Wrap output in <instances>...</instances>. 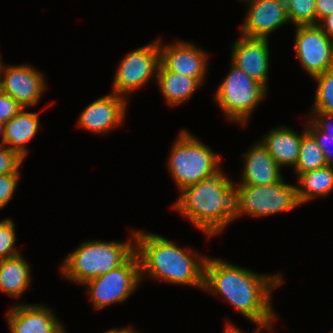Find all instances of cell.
Segmentation results:
<instances>
[{
    "instance_id": "1",
    "label": "cell",
    "mask_w": 333,
    "mask_h": 333,
    "mask_svg": "<svg viewBox=\"0 0 333 333\" xmlns=\"http://www.w3.org/2000/svg\"><path fill=\"white\" fill-rule=\"evenodd\" d=\"M284 283L282 274H259L208 255L203 290L220 295L253 324L274 325L272 292Z\"/></svg>"
},
{
    "instance_id": "2",
    "label": "cell",
    "mask_w": 333,
    "mask_h": 333,
    "mask_svg": "<svg viewBox=\"0 0 333 333\" xmlns=\"http://www.w3.org/2000/svg\"><path fill=\"white\" fill-rule=\"evenodd\" d=\"M135 252L139 258L141 279L148 276L155 281L203 290L208 257L203 253L192 248L182 249L176 242L144 230L136 231Z\"/></svg>"
},
{
    "instance_id": "3",
    "label": "cell",
    "mask_w": 333,
    "mask_h": 333,
    "mask_svg": "<svg viewBox=\"0 0 333 333\" xmlns=\"http://www.w3.org/2000/svg\"><path fill=\"white\" fill-rule=\"evenodd\" d=\"M171 206L206 238L224 233L234 222L235 181L219 166L202 181L181 190Z\"/></svg>"
},
{
    "instance_id": "4",
    "label": "cell",
    "mask_w": 333,
    "mask_h": 333,
    "mask_svg": "<svg viewBox=\"0 0 333 333\" xmlns=\"http://www.w3.org/2000/svg\"><path fill=\"white\" fill-rule=\"evenodd\" d=\"M127 241L87 240L66 256L59 269L61 276L77 285L122 265L135 252L136 230Z\"/></svg>"
},
{
    "instance_id": "5",
    "label": "cell",
    "mask_w": 333,
    "mask_h": 333,
    "mask_svg": "<svg viewBox=\"0 0 333 333\" xmlns=\"http://www.w3.org/2000/svg\"><path fill=\"white\" fill-rule=\"evenodd\" d=\"M170 148L165 165L179 192L222 165V155L185 129L178 133Z\"/></svg>"
},
{
    "instance_id": "6",
    "label": "cell",
    "mask_w": 333,
    "mask_h": 333,
    "mask_svg": "<svg viewBox=\"0 0 333 333\" xmlns=\"http://www.w3.org/2000/svg\"><path fill=\"white\" fill-rule=\"evenodd\" d=\"M229 68L213 94L214 101L228 121L244 127L269 92L234 64L231 63Z\"/></svg>"
},
{
    "instance_id": "7",
    "label": "cell",
    "mask_w": 333,
    "mask_h": 333,
    "mask_svg": "<svg viewBox=\"0 0 333 333\" xmlns=\"http://www.w3.org/2000/svg\"><path fill=\"white\" fill-rule=\"evenodd\" d=\"M284 180L270 185H235L234 220L244 215L271 216L301 206L297 187Z\"/></svg>"
},
{
    "instance_id": "8",
    "label": "cell",
    "mask_w": 333,
    "mask_h": 333,
    "mask_svg": "<svg viewBox=\"0 0 333 333\" xmlns=\"http://www.w3.org/2000/svg\"><path fill=\"white\" fill-rule=\"evenodd\" d=\"M142 281L139 258L134 252L122 265L88 280L82 286L96 310L126 302Z\"/></svg>"
},
{
    "instance_id": "9",
    "label": "cell",
    "mask_w": 333,
    "mask_h": 333,
    "mask_svg": "<svg viewBox=\"0 0 333 333\" xmlns=\"http://www.w3.org/2000/svg\"><path fill=\"white\" fill-rule=\"evenodd\" d=\"M160 65V38L129 52L117 65L112 92L127 99L155 77Z\"/></svg>"
},
{
    "instance_id": "10",
    "label": "cell",
    "mask_w": 333,
    "mask_h": 333,
    "mask_svg": "<svg viewBox=\"0 0 333 333\" xmlns=\"http://www.w3.org/2000/svg\"><path fill=\"white\" fill-rule=\"evenodd\" d=\"M296 57L311 79L333 68V41L318 25L294 26Z\"/></svg>"
},
{
    "instance_id": "11",
    "label": "cell",
    "mask_w": 333,
    "mask_h": 333,
    "mask_svg": "<svg viewBox=\"0 0 333 333\" xmlns=\"http://www.w3.org/2000/svg\"><path fill=\"white\" fill-rule=\"evenodd\" d=\"M0 56V90L24 108H33L46 91L45 75L28 64L5 65Z\"/></svg>"
},
{
    "instance_id": "12",
    "label": "cell",
    "mask_w": 333,
    "mask_h": 333,
    "mask_svg": "<svg viewBox=\"0 0 333 333\" xmlns=\"http://www.w3.org/2000/svg\"><path fill=\"white\" fill-rule=\"evenodd\" d=\"M162 43L160 38V64L167 71L195 78L201 85L205 83L210 57L207 51L184 40Z\"/></svg>"
},
{
    "instance_id": "13",
    "label": "cell",
    "mask_w": 333,
    "mask_h": 333,
    "mask_svg": "<svg viewBox=\"0 0 333 333\" xmlns=\"http://www.w3.org/2000/svg\"><path fill=\"white\" fill-rule=\"evenodd\" d=\"M129 100L111 92L91 102L78 117L77 126L94 134H107L124 123Z\"/></svg>"
},
{
    "instance_id": "14",
    "label": "cell",
    "mask_w": 333,
    "mask_h": 333,
    "mask_svg": "<svg viewBox=\"0 0 333 333\" xmlns=\"http://www.w3.org/2000/svg\"><path fill=\"white\" fill-rule=\"evenodd\" d=\"M240 35L269 39L272 32L290 23L285 0H248Z\"/></svg>"
},
{
    "instance_id": "15",
    "label": "cell",
    "mask_w": 333,
    "mask_h": 333,
    "mask_svg": "<svg viewBox=\"0 0 333 333\" xmlns=\"http://www.w3.org/2000/svg\"><path fill=\"white\" fill-rule=\"evenodd\" d=\"M5 316L9 333H67L53 310L39 303L12 305Z\"/></svg>"
},
{
    "instance_id": "16",
    "label": "cell",
    "mask_w": 333,
    "mask_h": 333,
    "mask_svg": "<svg viewBox=\"0 0 333 333\" xmlns=\"http://www.w3.org/2000/svg\"><path fill=\"white\" fill-rule=\"evenodd\" d=\"M232 44L231 61L249 77L262 84L268 90L270 68L269 39L239 36Z\"/></svg>"
},
{
    "instance_id": "17",
    "label": "cell",
    "mask_w": 333,
    "mask_h": 333,
    "mask_svg": "<svg viewBox=\"0 0 333 333\" xmlns=\"http://www.w3.org/2000/svg\"><path fill=\"white\" fill-rule=\"evenodd\" d=\"M242 157L244 165L240 173L241 181L235 182V185H270L284 178L282 168L275 162L261 140L252 144Z\"/></svg>"
},
{
    "instance_id": "18",
    "label": "cell",
    "mask_w": 333,
    "mask_h": 333,
    "mask_svg": "<svg viewBox=\"0 0 333 333\" xmlns=\"http://www.w3.org/2000/svg\"><path fill=\"white\" fill-rule=\"evenodd\" d=\"M306 132V127L301 133H297L291 127L281 125L266 132L260 140L281 168L287 166L294 169L299 157L302 136Z\"/></svg>"
},
{
    "instance_id": "19",
    "label": "cell",
    "mask_w": 333,
    "mask_h": 333,
    "mask_svg": "<svg viewBox=\"0 0 333 333\" xmlns=\"http://www.w3.org/2000/svg\"><path fill=\"white\" fill-rule=\"evenodd\" d=\"M27 108L22 109L4 124L5 146L16 151L22 158H27V144L35 138L39 127V113L28 111Z\"/></svg>"
},
{
    "instance_id": "20",
    "label": "cell",
    "mask_w": 333,
    "mask_h": 333,
    "mask_svg": "<svg viewBox=\"0 0 333 333\" xmlns=\"http://www.w3.org/2000/svg\"><path fill=\"white\" fill-rule=\"evenodd\" d=\"M156 82L164 100L170 107H178V105L188 102L202 86L195 78L167 71L161 64L157 71Z\"/></svg>"
},
{
    "instance_id": "21",
    "label": "cell",
    "mask_w": 333,
    "mask_h": 333,
    "mask_svg": "<svg viewBox=\"0 0 333 333\" xmlns=\"http://www.w3.org/2000/svg\"><path fill=\"white\" fill-rule=\"evenodd\" d=\"M30 263L20 253L0 260V292L18 298L31 286Z\"/></svg>"
},
{
    "instance_id": "22",
    "label": "cell",
    "mask_w": 333,
    "mask_h": 333,
    "mask_svg": "<svg viewBox=\"0 0 333 333\" xmlns=\"http://www.w3.org/2000/svg\"><path fill=\"white\" fill-rule=\"evenodd\" d=\"M296 177L297 195L301 205L317 197H327L333 192V167L329 165L301 173Z\"/></svg>"
},
{
    "instance_id": "23",
    "label": "cell",
    "mask_w": 333,
    "mask_h": 333,
    "mask_svg": "<svg viewBox=\"0 0 333 333\" xmlns=\"http://www.w3.org/2000/svg\"><path fill=\"white\" fill-rule=\"evenodd\" d=\"M327 165L324 152L318 146L315 138L307 131L301 140L299 157L294 168V174L316 170Z\"/></svg>"
},
{
    "instance_id": "24",
    "label": "cell",
    "mask_w": 333,
    "mask_h": 333,
    "mask_svg": "<svg viewBox=\"0 0 333 333\" xmlns=\"http://www.w3.org/2000/svg\"><path fill=\"white\" fill-rule=\"evenodd\" d=\"M316 82L313 106L310 112H326L333 114V68L314 76Z\"/></svg>"
},
{
    "instance_id": "25",
    "label": "cell",
    "mask_w": 333,
    "mask_h": 333,
    "mask_svg": "<svg viewBox=\"0 0 333 333\" xmlns=\"http://www.w3.org/2000/svg\"><path fill=\"white\" fill-rule=\"evenodd\" d=\"M316 0H285L289 22L294 26L317 25Z\"/></svg>"
},
{
    "instance_id": "26",
    "label": "cell",
    "mask_w": 333,
    "mask_h": 333,
    "mask_svg": "<svg viewBox=\"0 0 333 333\" xmlns=\"http://www.w3.org/2000/svg\"><path fill=\"white\" fill-rule=\"evenodd\" d=\"M15 228L14 221L10 218L0 220V260L22 253L15 246L17 240Z\"/></svg>"
},
{
    "instance_id": "27",
    "label": "cell",
    "mask_w": 333,
    "mask_h": 333,
    "mask_svg": "<svg viewBox=\"0 0 333 333\" xmlns=\"http://www.w3.org/2000/svg\"><path fill=\"white\" fill-rule=\"evenodd\" d=\"M25 161L16 151L7 146L0 147V175L21 173V165Z\"/></svg>"
},
{
    "instance_id": "28",
    "label": "cell",
    "mask_w": 333,
    "mask_h": 333,
    "mask_svg": "<svg viewBox=\"0 0 333 333\" xmlns=\"http://www.w3.org/2000/svg\"><path fill=\"white\" fill-rule=\"evenodd\" d=\"M21 173L0 175V210L13 198Z\"/></svg>"
},
{
    "instance_id": "29",
    "label": "cell",
    "mask_w": 333,
    "mask_h": 333,
    "mask_svg": "<svg viewBox=\"0 0 333 333\" xmlns=\"http://www.w3.org/2000/svg\"><path fill=\"white\" fill-rule=\"evenodd\" d=\"M306 123L307 131L315 138L318 146L324 152L327 165L333 167V138H323V131H321L310 119Z\"/></svg>"
},
{
    "instance_id": "30",
    "label": "cell",
    "mask_w": 333,
    "mask_h": 333,
    "mask_svg": "<svg viewBox=\"0 0 333 333\" xmlns=\"http://www.w3.org/2000/svg\"><path fill=\"white\" fill-rule=\"evenodd\" d=\"M21 109L22 106L20 104L0 90V123H7Z\"/></svg>"
},
{
    "instance_id": "31",
    "label": "cell",
    "mask_w": 333,
    "mask_h": 333,
    "mask_svg": "<svg viewBox=\"0 0 333 333\" xmlns=\"http://www.w3.org/2000/svg\"><path fill=\"white\" fill-rule=\"evenodd\" d=\"M307 117L323 131V138H333V114L326 112H310Z\"/></svg>"
},
{
    "instance_id": "32",
    "label": "cell",
    "mask_w": 333,
    "mask_h": 333,
    "mask_svg": "<svg viewBox=\"0 0 333 333\" xmlns=\"http://www.w3.org/2000/svg\"><path fill=\"white\" fill-rule=\"evenodd\" d=\"M317 24L328 15L333 14V0H316Z\"/></svg>"
},
{
    "instance_id": "33",
    "label": "cell",
    "mask_w": 333,
    "mask_h": 333,
    "mask_svg": "<svg viewBox=\"0 0 333 333\" xmlns=\"http://www.w3.org/2000/svg\"><path fill=\"white\" fill-rule=\"evenodd\" d=\"M227 323V324H226ZM225 326H224V331L223 333H249V332H245L244 330L242 331L241 328H239L237 325H233L232 322L228 321L227 319V322H225ZM274 327V325H262V324H256V328H255V331H252L254 333H263L261 331L263 330H267V331H270L272 330V328Z\"/></svg>"
},
{
    "instance_id": "34",
    "label": "cell",
    "mask_w": 333,
    "mask_h": 333,
    "mask_svg": "<svg viewBox=\"0 0 333 333\" xmlns=\"http://www.w3.org/2000/svg\"><path fill=\"white\" fill-rule=\"evenodd\" d=\"M317 25L326 33L330 40L333 41V14L323 18Z\"/></svg>"
},
{
    "instance_id": "35",
    "label": "cell",
    "mask_w": 333,
    "mask_h": 333,
    "mask_svg": "<svg viewBox=\"0 0 333 333\" xmlns=\"http://www.w3.org/2000/svg\"><path fill=\"white\" fill-rule=\"evenodd\" d=\"M133 326H125L123 328H112L110 330H107L104 333H139L138 331H136L135 328H132Z\"/></svg>"
},
{
    "instance_id": "36",
    "label": "cell",
    "mask_w": 333,
    "mask_h": 333,
    "mask_svg": "<svg viewBox=\"0 0 333 333\" xmlns=\"http://www.w3.org/2000/svg\"><path fill=\"white\" fill-rule=\"evenodd\" d=\"M4 136H5L4 124L0 123V137H1L0 147L5 146Z\"/></svg>"
}]
</instances>
